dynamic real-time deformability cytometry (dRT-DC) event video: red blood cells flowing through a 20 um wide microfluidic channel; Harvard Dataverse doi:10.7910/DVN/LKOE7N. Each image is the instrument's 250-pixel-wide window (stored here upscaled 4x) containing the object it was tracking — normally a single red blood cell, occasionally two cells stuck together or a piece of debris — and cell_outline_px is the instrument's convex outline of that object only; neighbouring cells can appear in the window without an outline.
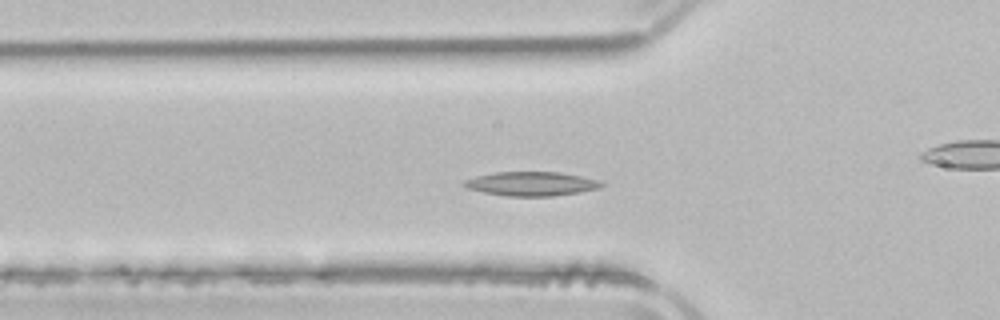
{"species": "common noctule bat (a hibernating species)", "species_latin": "Nyctalus noctula", "temperature_condition": "room temperature", "stored_images_in_passage": 40, "camera_frame_rate_fps": 3000, "um_per_image_px": 0.085, "animal": {"sex": "male", "body_mass_g": 21.5, "forearm_length_mm": 52.0}, "frame": {"image": 1, "passage_image": 15, "time_ms": 4.667, "image_size_px": [1000, 320], "cell_outline_px": [[604, 184], [600, 188], [580, 192], [552, 196], [508, 196], [484, 192], [468, 188], [464, 184], [464, 180], [476, 176], [492, 172], [560, 172], [580, 176], [596, 180]], "centroid_in_image_um": [45.16, 15.62], "position_along_channel_um": 80.6, "area_um2": 19.07}}
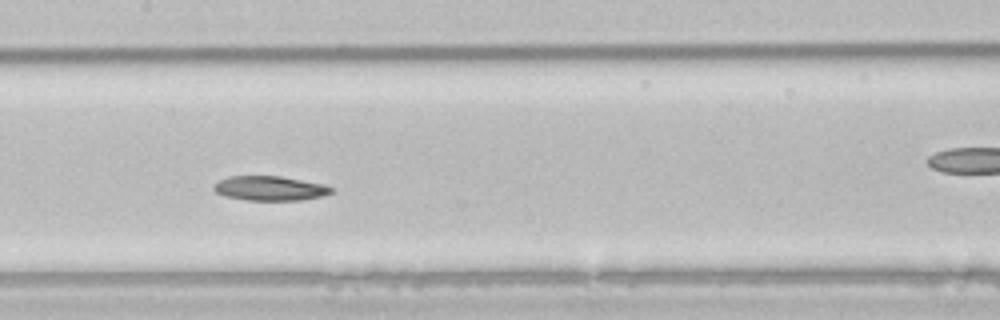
{"frame": {"image": 2, "passage_image": 23, "time_ms": 7.333, "image_size_px": [1000, 320], "cell_outline_px": [[332, 192], [324, 196], [300, 200], [248, 200], [224, 196], [216, 192], [212, 188], [212, 184], [228, 176], [280, 176], [324, 184], [332, 188]], "centroid_in_image_um": [22.91, 16.0], "position_along_channel_um": 184.5, "area_um2": 16.82}}
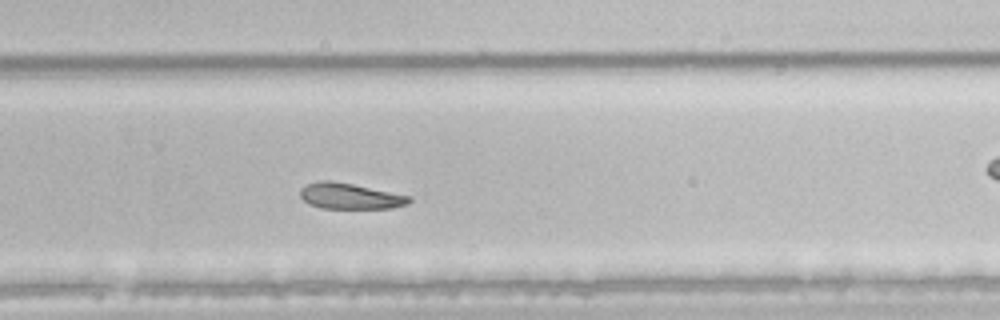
{"frame": {"image": 3, "passage_image": 32, "time_ms": 10.333, "image_size_px": [1000, 320], "cell_outline_px": [[412, 200], [408, 204], [392, 208], [320, 208], [308, 204], [300, 196], [300, 188], [308, 184], [320, 180], [328, 180], [352, 184], [412, 196]], "centroid_in_image_um": [29.76, 16.67], "position_along_channel_um": 300.0, "area_um2": 16.42}}